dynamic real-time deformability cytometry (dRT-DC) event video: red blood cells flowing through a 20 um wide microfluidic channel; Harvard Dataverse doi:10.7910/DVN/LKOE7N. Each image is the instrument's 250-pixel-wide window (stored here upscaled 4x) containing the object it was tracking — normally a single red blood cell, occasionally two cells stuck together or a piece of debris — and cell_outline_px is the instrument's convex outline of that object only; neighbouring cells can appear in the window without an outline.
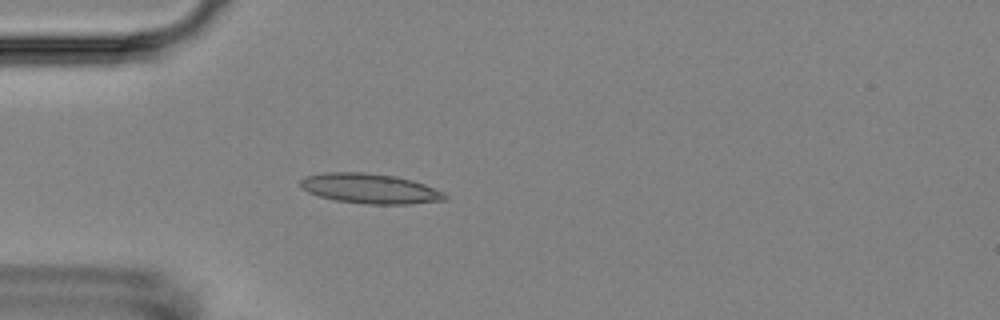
{"species": "Egyptian fruit bat (a non-hibernating species)", "species_latin": "Rousettus aegyptiacus", "temperature_condition": "room temperature", "stored_images_in_passage": 5, "camera_frame_rate_fps": 3000, "um_per_image_px": 0.085, "animal": {"sex": "female"}, "frame": {"image": 1, "passage_image": 5, "time_ms": 5.333, "image_size_px": [1000, 320], "cell_outline_px": [[448, 200], [412, 204], [368, 204], [336, 200], [320, 196], [308, 192], [300, 188], [300, 180], [304, 176], [324, 172], [364, 172], [396, 176], [412, 180], [424, 184], [444, 192], [448, 196]], "centroid_in_image_um": [31.46, 16.02], "position_along_channel_um": 53.5, "area_um2": 25.43}}